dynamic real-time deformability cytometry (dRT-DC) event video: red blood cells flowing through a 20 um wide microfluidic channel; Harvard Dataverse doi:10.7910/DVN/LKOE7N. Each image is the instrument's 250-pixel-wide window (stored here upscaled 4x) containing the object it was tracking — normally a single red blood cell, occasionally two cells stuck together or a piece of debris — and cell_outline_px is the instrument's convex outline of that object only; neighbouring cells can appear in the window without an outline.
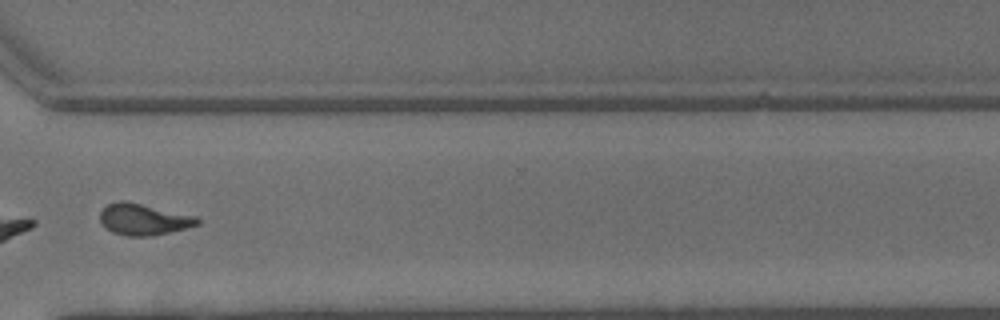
{"species": "common noctule bat (a hibernating species)", "species_latin": "Nyctalus noctula", "temperature_condition": "warm", "stored_images_in_passage": 33, "camera_frame_rate_fps": 3000, "um_per_image_px": 0.085, "animal": {"sex": "male", "body_mass_g": 13.3}, "frame": {"image": 1, "passage_image": 24, "time_ms": 7.667, "image_size_px": [1000, 320], "cell_outline_px": [[200, 224], [188, 228], [148, 236], [128, 236], [112, 232], [100, 220], [100, 212], [108, 204], [120, 200], [124, 200], [196, 216], [200, 220]], "centroid_in_image_um": [12.22, 18.64], "position_along_channel_um": 358.4, "area_um2": 17.57}, "authors_computed_cell_mechanics": {"area_um2": 17.1666, "velocity_mm_per_s": 4.5509, "shape_relaxation_time_tau1_ms": 4.928, "shape_relaxation_time_tau2_ms": 2.9255, "deformation_change_tau1": 0.1915, "deformation_change_tau2": 0.1173}}